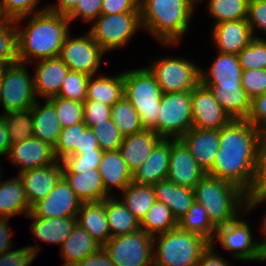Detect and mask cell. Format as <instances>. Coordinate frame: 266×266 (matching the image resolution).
I'll return each mask as SVG.
<instances>
[{"label": "cell", "mask_w": 266, "mask_h": 266, "mask_svg": "<svg viewBox=\"0 0 266 266\" xmlns=\"http://www.w3.org/2000/svg\"><path fill=\"white\" fill-rule=\"evenodd\" d=\"M260 129L246 120L232 119L219 130V151L206 173L238 186L248 196L255 181Z\"/></svg>", "instance_id": "cell-1"}, {"label": "cell", "mask_w": 266, "mask_h": 266, "mask_svg": "<svg viewBox=\"0 0 266 266\" xmlns=\"http://www.w3.org/2000/svg\"><path fill=\"white\" fill-rule=\"evenodd\" d=\"M69 23L67 16L48 8L35 11L23 30L22 26H18L19 62L26 64L30 57L39 60L59 57Z\"/></svg>", "instance_id": "cell-2"}, {"label": "cell", "mask_w": 266, "mask_h": 266, "mask_svg": "<svg viewBox=\"0 0 266 266\" xmlns=\"http://www.w3.org/2000/svg\"><path fill=\"white\" fill-rule=\"evenodd\" d=\"M141 26L163 44L174 45L188 30L194 6L188 0H139Z\"/></svg>", "instance_id": "cell-3"}, {"label": "cell", "mask_w": 266, "mask_h": 266, "mask_svg": "<svg viewBox=\"0 0 266 266\" xmlns=\"http://www.w3.org/2000/svg\"><path fill=\"white\" fill-rule=\"evenodd\" d=\"M193 191L195 201L206 208L210 221L216 227L234 220L239 209L247 207L248 195L244 191L231 182L208 174Z\"/></svg>", "instance_id": "cell-4"}, {"label": "cell", "mask_w": 266, "mask_h": 266, "mask_svg": "<svg viewBox=\"0 0 266 266\" xmlns=\"http://www.w3.org/2000/svg\"><path fill=\"white\" fill-rule=\"evenodd\" d=\"M153 266H197L211 243L204 237L179 227L157 236Z\"/></svg>", "instance_id": "cell-5"}, {"label": "cell", "mask_w": 266, "mask_h": 266, "mask_svg": "<svg viewBox=\"0 0 266 266\" xmlns=\"http://www.w3.org/2000/svg\"><path fill=\"white\" fill-rule=\"evenodd\" d=\"M124 96L139 114L144 129L157 133V116L163 94L149 68L129 70L123 73Z\"/></svg>", "instance_id": "cell-6"}, {"label": "cell", "mask_w": 266, "mask_h": 266, "mask_svg": "<svg viewBox=\"0 0 266 266\" xmlns=\"http://www.w3.org/2000/svg\"><path fill=\"white\" fill-rule=\"evenodd\" d=\"M191 128V91L163 93L157 116V134L164 139H180Z\"/></svg>", "instance_id": "cell-7"}, {"label": "cell", "mask_w": 266, "mask_h": 266, "mask_svg": "<svg viewBox=\"0 0 266 266\" xmlns=\"http://www.w3.org/2000/svg\"><path fill=\"white\" fill-rule=\"evenodd\" d=\"M154 237L143 230L111 237L103 246L114 266H153Z\"/></svg>", "instance_id": "cell-8"}, {"label": "cell", "mask_w": 266, "mask_h": 266, "mask_svg": "<svg viewBox=\"0 0 266 266\" xmlns=\"http://www.w3.org/2000/svg\"><path fill=\"white\" fill-rule=\"evenodd\" d=\"M29 77L22 62L6 67L0 84V103L5 109L4 113L26 110L35 104L34 83Z\"/></svg>", "instance_id": "cell-9"}, {"label": "cell", "mask_w": 266, "mask_h": 266, "mask_svg": "<svg viewBox=\"0 0 266 266\" xmlns=\"http://www.w3.org/2000/svg\"><path fill=\"white\" fill-rule=\"evenodd\" d=\"M88 31L104 50H114L125 45L141 26L140 13L101 14Z\"/></svg>", "instance_id": "cell-10"}, {"label": "cell", "mask_w": 266, "mask_h": 266, "mask_svg": "<svg viewBox=\"0 0 266 266\" xmlns=\"http://www.w3.org/2000/svg\"><path fill=\"white\" fill-rule=\"evenodd\" d=\"M153 63L148 68L163 93L192 91L200 83V69L189 60L165 57Z\"/></svg>", "instance_id": "cell-11"}, {"label": "cell", "mask_w": 266, "mask_h": 266, "mask_svg": "<svg viewBox=\"0 0 266 266\" xmlns=\"http://www.w3.org/2000/svg\"><path fill=\"white\" fill-rule=\"evenodd\" d=\"M248 223L243 220H234L217 226L215 237L226 249L234 251L233 256L244 261H265L266 252L260 242H254Z\"/></svg>", "instance_id": "cell-12"}, {"label": "cell", "mask_w": 266, "mask_h": 266, "mask_svg": "<svg viewBox=\"0 0 266 266\" xmlns=\"http://www.w3.org/2000/svg\"><path fill=\"white\" fill-rule=\"evenodd\" d=\"M104 52L89 32L82 37L71 39L68 34L59 57L70 71L94 76L101 64L100 60Z\"/></svg>", "instance_id": "cell-13"}, {"label": "cell", "mask_w": 266, "mask_h": 266, "mask_svg": "<svg viewBox=\"0 0 266 266\" xmlns=\"http://www.w3.org/2000/svg\"><path fill=\"white\" fill-rule=\"evenodd\" d=\"M82 202L62 177L53 190L31 207L27 217H77Z\"/></svg>", "instance_id": "cell-14"}, {"label": "cell", "mask_w": 266, "mask_h": 266, "mask_svg": "<svg viewBox=\"0 0 266 266\" xmlns=\"http://www.w3.org/2000/svg\"><path fill=\"white\" fill-rule=\"evenodd\" d=\"M192 127L201 130H220L232 119L211 91L199 83L191 91Z\"/></svg>", "instance_id": "cell-15"}, {"label": "cell", "mask_w": 266, "mask_h": 266, "mask_svg": "<svg viewBox=\"0 0 266 266\" xmlns=\"http://www.w3.org/2000/svg\"><path fill=\"white\" fill-rule=\"evenodd\" d=\"M206 175L180 139L171 138V153L167 179L178 186L194 189Z\"/></svg>", "instance_id": "cell-16"}, {"label": "cell", "mask_w": 266, "mask_h": 266, "mask_svg": "<svg viewBox=\"0 0 266 266\" xmlns=\"http://www.w3.org/2000/svg\"><path fill=\"white\" fill-rule=\"evenodd\" d=\"M7 156L12 163L20 166L19 173L58 162L54 147L35 137L12 144Z\"/></svg>", "instance_id": "cell-17"}, {"label": "cell", "mask_w": 266, "mask_h": 266, "mask_svg": "<svg viewBox=\"0 0 266 266\" xmlns=\"http://www.w3.org/2000/svg\"><path fill=\"white\" fill-rule=\"evenodd\" d=\"M59 161L19 173L30 207L44 199L63 177V165Z\"/></svg>", "instance_id": "cell-18"}, {"label": "cell", "mask_w": 266, "mask_h": 266, "mask_svg": "<svg viewBox=\"0 0 266 266\" xmlns=\"http://www.w3.org/2000/svg\"><path fill=\"white\" fill-rule=\"evenodd\" d=\"M212 35L219 52L235 55L255 38L247 19L216 23Z\"/></svg>", "instance_id": "cell-19"}, {"label": "cell", "mask_w": 266, "mask_h": 266, "mask_svg": "<svg viewBox=\"0 0 266 266\" xmlns=\"http://www.w3.org/2000/svg\"><path fill=\"white\" fill-rule=\"evenodd\" d=\"M180 140L207 173L213 167L219 151V130H201L192 127Z\"/></svg>", "instance_id": "cell-20"}, {"label": "cell", "mask_w": 266, "mask_h": 266, "mask_svg": "<svg viewBox=\"0 0 266 266\" xmlns=\"http://www.w3.org/2000/svg\"><path fill=\"white\" fill-rule=\"evenodd\" d=\"M171 153V140L162 138L145 162L133 173L132 182L139 185H154L167 179Z\"/></svg>", "instance_id": "cell-21"}, {"label": "cell", "mask_w": 266, "mask_h": 266, "mask_svg": "<svg viewBox=\"0 0 266 266\" xmlns=\"http://www.w3.org/2000/svg\"><path fill=\"white\" fill-rule=\"evenodd\" d=\"M162 138L151 129L123 137L119 151L132 174L145 162Z\"/></svg>", "instance_id": "cell-22"}, {"label": "cell", "mask_w": 266, "mask_h": 266, "mask_svg": "<svg viewBox=\"0 0 266 266\" xmlns=\"http://www.w3.org/2000/svg\"><path fill=\"white\" fill-rule=\"evenodd\" d=\"M68 71L60 57L40 60L33 78L36 97L37 94L45 99L57 96Z\"/></svg>", "instance_id": "cell-23"}, {"label": "cell", "mask_w": 266, "mask_h": 266, "mask_svg": "<svg viewBox=\"0 0 266 266\" xmlns=\"http://www.w3.org/2000/svg\"><path fill=\"white\" fill-rule=\"evenodd\" d=\"M242 68L235 54L219 52L209 73L200 69V83L204 86H242Z\"/></svg>", "instance_id": "cell-24"}, {"label": "cell", "mask_w": 266, "mask_h": 266, "mask_svg": "<svg viewBox=\"0 0 266 266\" xmlns=\"http://www.w3.org/2000/svg\"><path fill=\"white\" fill-rule=\"evenodd\" d=\"M63 178L82 203L101 202L110 195L105 191L99 169L63 171Z\"/></svg>", "instance_id": "cell-25"}, {"label": "cell", "mask_w": 266, "mask_h": 266, "mask_svg": "<svg viewBox=\"0 0 266 266\" xmlns=\"http://www.w3.org/2000/svg\"><path fill=\"white\" fill-rule=\"evenodd\" d=\"M155 198L164 203L177 222L186 214L195 201L191 188L178 186L168 179L160 180L153 185Z\"/></svg>", "instance_id": "cell-26"}, {"label": "cell", "mask_w": 266, "mask_h": 266, "mask_svg": "<svg viewBox=\"0 0 266 266\" xmlns=\"http://www.w3.org/2000/svg\"><path fill=\"white\" fill-rule=\"evenodd\" d=\"M78 214L77 223L103 247L111 238L106 214V199L101 202L82 203Z\"/></svg>", "instance_id": "cell-27"}, {"label": "cell", "mask_w": 266, "mask_h": 266, "mask_svg": "<svg viewBox=\"0 0 266 266\" xmlns=\"http://www.w3.org/2000/svg\"><path fill=\"white\" fill-rule=\"evenodd\" d=\"M98 169L107 193L112 186L123 191L132 182L133 174L119 150L104 151Z\"/></svg>", "instance_id": "cell-28"}, {"label": "cell", "mask_w": 266, "mask_h": 266, "mask_svg": "<svg viewBox=\"0 0 266 266\" xmlns=\"http://www.w3.org/2000/svg\"><path fill=\"white\" fill-rule=\"evenodd\" d=\"M37 101L32 106L33 137L55 146L63 129L54 105L46 99L40 107Z\"/></svg>", "instance_id": "cell-29"}, {"label": "cell", "mask_w": 266, "mask_h": 266, "mask_svg": "<svg viewBox=\"0 0 266 266\" xmlns=\"http://www.w3.org/2000/svg\"><path fill=\"white\" fill-rule=\"evenodd\" d=\"M63 266H73L90 254L96 253L102 246L78 223L61 245Z\"/></svg>", "instance_id": "cell-30"}, {"label": "cell", "mask_w": 266, "mask_h": 266, "mask_svg": "<svg viewBox=\"0 0 266 266\" xmlns=\"http://www.w3.org/2000/svg\"><path fill=\"white\" fill-rule=\"evenodd\" d=\"M234 120H246L250 112L251 100L243 86H205Z\"/></svg>", "instance_id": "cell-31"}, {"label": "cell", "mask_w": 266, "mask_h": 266, "mask_svg": "<svg viewBox=\"0 0 266 266\" xmlns=\"http://www.w3.org/2000/svg\"><path fill=\"white\" fill-rule=\"evenodd\" d=\"M31 207L27 201L23 183L19 177L0 182V217L10 218L12 215L24 213L28 215Z\"/></svg>", "instance_id": "cell-32"}, {"label": "cell", "mask_w": 266, "mask_h": 266, "mask_svg": "<svg viewBox=\"0 0 266 266\" xmlns=\"http://www.w3.org/2000/svg\"><path fill=\"white\" fill-rule=\"evenodd\" d=\"M29 218L35 220L31 224V230L34 236L44 242L57 244H63L77 223V217Z\"/></svg>", "instance_id": "cell-33"}, {"label": "cell", "mask_w": 266, "mask_h": 266, "mask_svg": "<svg viewBox=\"0 0 266 266\" xmlns=\"http://www.w3.org/2000/svg\"><path fill=\"white\" fill-rule=\"evenodd\" d=\"M92 77L91 75L87 84L86 100L99 101L112 107L124 97L123 73L114 77Z\"/></svg>", "instance_id": "cell-34"}, {"label": "cell", "mask_w": 266, "mask_h": 266, "mask_svg": "<svg viewBox=\"0 0 266 266\" xmlns=\"http://www.w3.org/2000/svg\"><path fill=\"white\" fill-rule=\"evenodd\" d=\"M106 214L111 237L140 230L139 220L128 210L122 200L114 196L106 199Z\"/></svg>", "instance_id": "cell-35"}, {"label": "cell", "mask_w": 266, "mask_h": 266, "mask_svg": "<svg viewBox=\"0 0 266 266\" xmlns=\"http://www.w3.org/2000/svg\"><path fill=\"white\" fill-rule=\"evenodd\" d=\"M178 227L204 237L211 244L214 242L216 226L210 221L206 208L196 201L178 221Z\"/></svg>", "instance_id": "cell-36"}, {"label": "cell", "mask_w": 266, "mask_h": 266, "mask_svg": "<svg viewBox=\"0 0 266 266\" xmlns=\"http://www.w3.org/2000/svg\"><path fill=\"white\" fill-rule=\"evenodd\" d=\"M123 193L122 202L141 222L156 201L153 185H139L131 182Z\"/></svg>", "instance_id": "cell-37"}, {"label": "cell", "mask_w": 266, "mask_h": 266, "mask_svg": "<svg viewBox=\"0 0 266 266\" xmlns=\"http://www.w3.org/2000/svg\"><path fill=\"white\" fill-rule=\"evenodd\" d=\"M177 227L178 222L172 215L171 210L164 203L157 200L140 222V229L152 237L157 233L160 235Z\"/></svg>", "instance_id": "cell-38"}, {"label": "cell", "mask_w": 266, "mask_h": 266, "mask_svg": "<svg viewBox=\"0 0 266 266\" xmlns=\"http://www.w3.org/2000/svg\"><path fill=\"white\" fill-rule=\"evenodd\" d=\"M110 116L123 136L144 130L138 112L125 96L111 107Z\"/></svg>", "instance_id": "cell-39"}, {"label": "cell", "mask_w": 266, "mask_h": 266, "mask_svg": "<svg viewBox=\"0 0 266 266\" xmlns=\"http://www.w3.org/2000/svg\"><path fill=\"white\" fill-rule=\"evenodd\" d=\"M3 117L7 125L11 145L33 137L32 107L26 110L4 113Z\"/></svg>", "instance_id": "cell-40"}, {"label": "cell", "mask_w": 266, "mask_h": 266, "mask_svg": "<svg viewBox=\"0 0 266 266\" xmlns=\"http://www.w3.org/2000/svg\"><path fill=\"white\" fill-rule=\"evenodd\" d=\"M249 0H209L208 8L216 23L248 18Z\"/></svg>", "instance_id": "cell-41"}, {"label": "cell", "mask_w": 266, "mask_h": 266, "mask_svg": "<svg viewBox=\"0 0 266 266\" xmlns=\"http://www.w3.org/2000/svg\"><path fill=\"white\" fill-rule=\"evenodd\" d=\"M13 24L15 20L7 19L0 25V62L8 65L19 62L18 31Z\"/></svg>", "instance_id": "cell-42"}, {"label": "cell", "mask_w": 266, "mask_h": 266, "mask_svg": "<svg viewBox=\"0 0 266 266\" xmlns=\"http://www.w3.org/2000/svg\"><path fill=\"white\" fill-rule=\"evenodd\" d=\"M89 78L85 73L69 70L57 97L83 103L86 100Z\"/></svg>", "instance_id": "cell-43"}, {"label": "cell", "mask_w": 266, "mask_h": 266, "mask_svg": "<svg viewBox=\"0 0 266 266\" xmlns=\"http://www.w3.org/2000/svg\"><path fill=\"white\" fill-rule=\"evenodd\" d=\"M86 127L82 122L62 129L58 141L54 146V153L57 160L61 159L60 161H62L67 156L75 153L78 147H80L81 132Z\"/></svg>", "instance_id": "cell-44"}, {"label": "cell", "mask_w": 266, "mask_h": 266, "mask_svg": "<svg viewBox=\"0 0 266 266\" xmlns=\"http://www.w3.org/2000/svg\"><path fill=\"white\" fill-rule=\"evenodd\" d=\"M238 57L242 70L266 69V40L255 37Z\"/></svg>", "instance_id": "cell-45"}, {"label": "cell", "mask_w": 266, "mask_h": 266, "mask_svg": "<svg viewBox=\"0 0 266 266\" xmlns=\"http://www.w3.org/2000/svg\"><path fill=\"white\" fill-rule=\"evenodd\" d=\"M48 100L54 105L63 128L83 122V103L57 96Z\"/></svg>", "instance_id": "cell-46"}, {"label": "cell", "mask_w": 266, "mask_h": 266, "mask_svg": "<svg viewBox=\"0 0 266 266\" xmlns=\"http://www.w3.org/2000/svg\"><path fill=\"white\" fill-rule=\"evenodd\" d=\"M91 129L97 137L99 147L103 151L119 150L124 136L115 126L111 118L105 122L96 123Z\"/></svg>", "instance_id": "cell-47"}, {"label": "cell", "mask_w": 266, "mask_h": 266, "mask_svg": "<svg viewBox=\"0 0 266 266\" xmlns=\"http://www.w3.org/2000/svg\"><path fill=\"white\" fill-rule=\"evenodd\" d=\"M104 151L94 149V151L83 152L81 155H70L62 160L63 171H90L99 168Z\"/></svg>", "instance_id": "cell-48"}, {"label": "cell", "mask_w": 266, "mask_h": 266, "mask_svg": "<svg viewBox=\"0 0 266 266\" xmlns=\"http://www.w3.org/2000/svg\"><path fill=\"white\" fill-rule=\"evenodd\" d=\"M242 86L250 100L266 92V69L243 70Z\"/></svg>", "instance_id": "cell-49"}, {"label": "cell", "mask_w": 266, "mask_h": 266, "mask_svg": "<svg viewBox=\"0 0 266 266\" xmlns=\"http://www.w3.org/2000/svg\"><path fill=\"white\" fill-rule=\"evenodd\" d=\"M39 0H2L0 6L7 19L19 22L28 14L32 15Z\"/></svg>", "instance_id": "cell-50"}, {"label": "cell", "mask_w": 266, "mask_h": 266, "mask_svg": "<svg viewBox=\"0 0 266 266\" xmlns=\"http://www.w3.org/2000/svg\"><path fill=\"white\" fill-rule=\"evenodd\" d=\"M111 106L95 100H85L83 102V123L87 127H92L96 123L105 122L111 118Z\"/></svg>", "instance_id": "cell-51"}, {"label": "cell", "mask_w": 266, "mask_h": 266, "mask_svg": "<svg viewBox=\"0 0 266 266\" xmlns=\"http://www.w3.org/2000/svg\"><path fill=\"white\" fill-rule=\"evenodd\" d=\"M266 184V129L258 137L255 181L250 195H255Z\"/></svg>", "instance_id": "cell-52"}, {"label": "cell", "mask_w": 266, "mask_h": 266, "mask_svg": "<svg viewBox=\"0 0 266 266\" xmlns=\"http://www.w3.org/2000/svg\"><path fill=\"white\" fill-rule=\"evenodd\" d=\"M38 247L27 246L17 250H8L0 255V266H28L37 256Z\"/></svg>", "instance_id": "cell-53"}, {"label": "cell", "mask_w": 266, "mask_h": 266, "mask_svg": "<svg viewBox=\"0 0 266 266\" xmlns=\"http://www.w3.org/2000/svg\"><path fill=\"white\" fill-rule=\"evenodd\" d=\"M102 0H79L74 10L67 16L71 22L80 16L84 21L96 20L101 15Z\"/></svg>", "instance_id": "cell-54"}, {"label": "cell", "mask_w": 266, "mask_h": 266, "mask_svg": "<svg viewBox=\"0 0 266 266\" xmlns=\"http://www.w3.org/2000/svg\"><path fill=\"white\" fill-rule=\"evenodd\" d=\"M246 121L258 129H266V92L251 100Z\"/></svg>", "instance_id": "cell-55"}, {"label": "cell", "mask_w": 266, "mask_h": 266, "mask_svg": "<svg viewBox=\"0 0 266 266\" xmlns=\"http://www.w3.org/2000/svg\"><path fill=\"white\" fill-rule=\"evenodd\" d=\"M247 20L253 34L255 27L266 31V0H249Z\"/></svg>", "instance_id": "cell-56"}, {"label": "cell", "mask_w": 266, "mask_h": 266, "mask_svg": "<svg viewBox=\"0 0 266 266\" xmlns=\"http://www.w3.org/2000/svg\"><path fill=\"white\" fill-rule=\"evenodd\" d=\"M140 13L139 0H102L101 14Z\"/></svg>", "instance_id": "cell-57"}, {"label": "cell", "mask_w": 266, "mask_h": 266, "mask_svg": "<svg viewBox=\"0 0 266 266\" xmlns=\"http://www.w3.org/2000/svg\"><path fill=\"white\" fill-rule=\"evenodd\" d=\"M73 266H114L108 253L101 247L96 253L82 259Z\"/></svg>", "instance_id": "cell-58"}, {"label": "cell", "mask_w": 266, "mask_h": 266, "mask_svg": "<svg viewBox=\"0 0 266 266\" xmlns=\"http://www.w3.org/2000/svg\"><path fill=\"white\" fill-rule=\"evenodd\" d=\"M94 149H101L99 147L97 137L93 133L90 127H86L81 132L80 147L75 151L73 155H81L83 152L94 151Z\"/></svg>", "instance_id": "cell-59"}, {"label": "cell", "mask_w": 266, "mask_h": 266, "mask_svg": "<svg viewBox=\"0 0 266 266\" xmlns=\"http://www.w3.org/2000/svg\"><path fill=\"white\" fill-rule=\"evenodd\" d=\"M214 244L202 254L197 266H230L222 257H219L214 251Z\"/></svg>", "instance_id": "cell-60"}, {"label": "cell", "mask_w": 266, "mask_h": 266, "mask_svg": "<svg viewBox=\"0 0 266 266\" xmlns=\"http://www.w3.org/2000/svg\"><path fill=\"white\" fill-rule=\"evenodd\" d=\"M9 218L0 217V255L10 250V228L7 225Z\"/></svg>", "instance_id": "cell-61"}, {"label": "cell", "mask_w": 266, "mask_h": 266, "mask_svg": "<svg viewBox=\"0 0 266 266\" xmlns=\"http://www.w3.org/2000/svg\"><path fill=\"white\" fill-rule=\"evenodd\" d=\"M8 129L3 116H0V155H8L11 143L9 141Z\"/></svg>", "instance_id": "cell-62"}, {"label": "cell", "mask_w": 266, "mask_h": 266, "mask_svg": "<svg viewBox=\"0 0 266 266\" xmlns=\"http://www.w3.org/2000/svg\"><path fill=\"white\" fill-rule=\"evenodd\" d=\"M58 6L47 7L50 11L68 16L76 7L79 0H58Z\"/></svg>", "instance_id": "cell-63"}, {"label": "cell", "mask_w": 266, "mask_h": 266, "mask_svg": "<svg viewBox=\"0 0 266 266\" xmlns=\"http://www.w3.org/2000/svg\"><path fill=\"white\" fill-rule=\"evenodd\" d=\"M264 200H266V184L255 195L248 196L247 207H245L246 212Z\"/></svg>", "instance_id": "cell-64"}, {"label": "cell", "mask_w": 266, "mask_h": 266, "mask_svg": "<svg viewBox=\"0 0 266 266\" xmlns=\"http://www.w3.org/2000/svg\"><path fill=\"white\" fill-rule=\"evenodd\" d=\"M263 223L264 224L262 225L263 226V230L262 231L266 235V217H265V220H264ZM260 243H261V246H262L263 250L266 252V238H265V240L261 241Z\"/></svg>", "instance_id": "cell-65"}, {"label": "cell", "mask_w": 266, "mask_h": 266, "mask_svg": "<svg viewBox=\"0 0 266 266\" xmlns=\"http://www.w3.org/2000/svg\"><path fill=\"white\" fill-rule=\"evenodd\" d=\"M7 66H8V64L0 62V84H1V79H2L3 73H4Z\"/></svg>", "instance_id": "cell-66"}, {"label": "cell", "mask_w": 266, "mask_h": 266, "mask_svg": "<svg viewBox=\"0 0 266 266\" xmlns=\"http://www.w3.org/2000/svg\"><path fill=\"white\" fill-rule=\"evenodd\" d=\"M6 20L7 18L4 16L1 6H0V25L3 24Z\"/></svg>", "instance_id": "cell-67"}, {"label": "cell", "mask_w": 266, "mask_h": 266, "mask_svg": "<svg viewBox=\"0 0 266 266\" xmlns=\"http://www.w3.org/2000/svg\"><path fill=\"white\" fill-rule=\"evenodd\" d=\"M193 6H194V4L197 2V1H199V0H188Z\"/></svg>", "instance_id": "cell-68"}]
</instances>
